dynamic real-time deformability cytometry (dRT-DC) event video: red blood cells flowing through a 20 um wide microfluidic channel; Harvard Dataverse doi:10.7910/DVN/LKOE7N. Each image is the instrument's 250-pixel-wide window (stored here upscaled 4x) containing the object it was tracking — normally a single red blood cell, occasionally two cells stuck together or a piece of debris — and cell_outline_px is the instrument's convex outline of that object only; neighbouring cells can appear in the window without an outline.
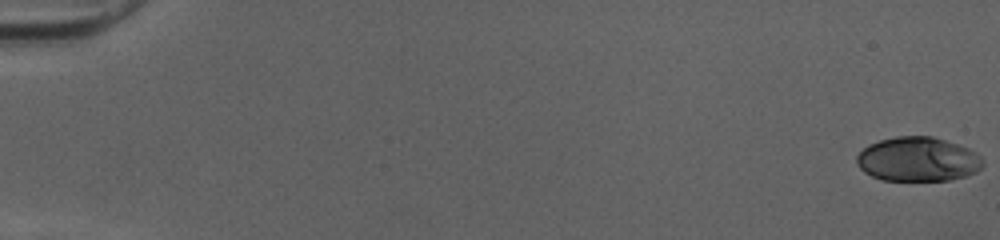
{"species": "human", "species_latin": "Homo sapiens", "temperature_condition": "cold", "stored_images_in_passage": 52, "camera_frame_rate_fps": 3000, "um_per_image_px": 0.085, "donor": {"sex": "female"}, "frame": {"image": 1, "passage_image": 1, "time_ms": 0.0, "image_size_px": [1000, 240], "cell_outline_px": [[984, 164], [976, 172], [968, 176], [948, 180], [884, 180], [872, 176], [864, 172], [856, 164], [856, 156], [868, 144], [880, 140], [896, 136], [932, 136], [968, 148], [976, 152], [984, 160]], "centroid_in_image_um": [78.02, 13.54], "position_along_channel_um": 7.0, "area_um2": 32.66}}
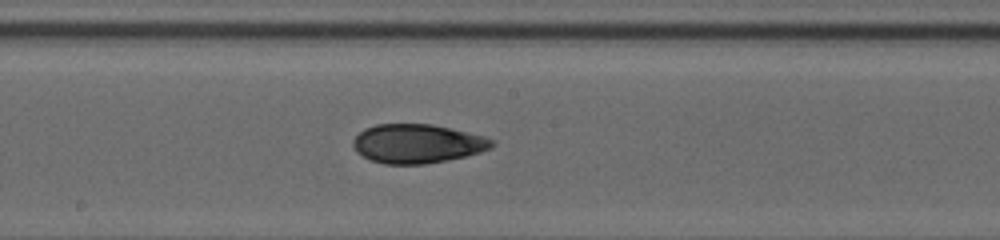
{"frame": {"image": 2, "passage_image": 30, "time_ms": 9.667, "image_size_px": [1000, 240], "cell_outline_px": [[496, 144], [492, 148], [480, 152], [448, 160], [424, 164], [384, 164], [368, 160], [356, 152], [352, 144], [352, 140], [364, 128], [376, 124], [432, 124], [484, 136], [496, 140]], "centroid_in_image_um": [35.46, 12.21], "position_along_channel_um": 212.7, "area_um2": 31.79}}
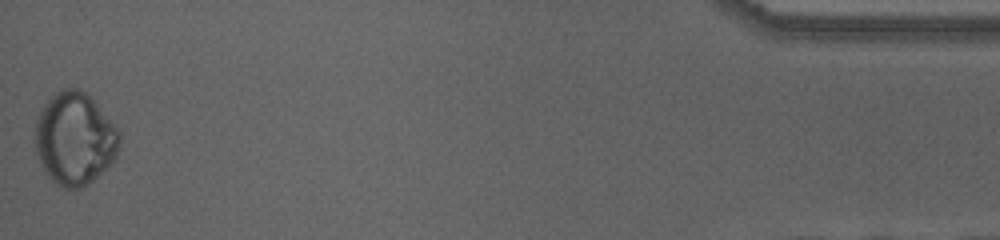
{"frame": {"image": 3, "passage_image": 52, "time_ms": 17.0, "image_size_px": [1000, 240], "cell_outline_px": [[120, 144], [116, 156], [112, 164], [88, 184], [80, 188], [60, 188], [44, 172], [36, 152], [36, 120], [44, 104], [60, 88], [76, 88], [92, 96], [96, 100], [120, 132]], "centroid_in_image_um": [6.38, 11.78], "position_along_channel_um": 428.8, "area_um2": 45.89}, "authors_computed_cell_mechanics": {"area_um2": 32.7148, "velocity_mm_per_s": 4.0649, "shape_relaxation_time_tau1_ms": null, "shape_relaxation_time_tau2_ms": 5.8889, "deformation_change_tau1": null, "deformation_change_tau2": 0.0692}}